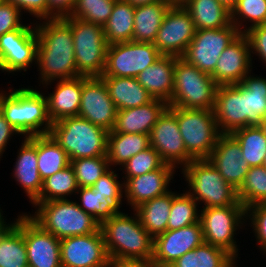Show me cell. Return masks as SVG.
<instances>
[{"label":"cell","instance_id":"cell-1","mask_svg":"<svg viewBox=\"0 0 266 267\" xmlns=\"http://www.w3.org/2000/svg\"><path fill=\"white\" fill-rule=\"evenodd\" d=\"M38 22L35 23V31L38 37L37 69L40 84L47 87L56 80L79 77L71 27L62 18Z\"/></svg>","mask_w":266,"mask_h":267},{"label":"cell","instance_id":"cell-2","mask_svg":"<svg viewBox=\"0 0 266 267\" xmlns=\"http://www.w3.org/2000/svg\"><path fill=\"white\" fill-rule=\"evenodd\" d=\"M133 212L120 211L100 225L110 262L152 261L154 238Z\"/></svg>","mask_w":266,"mask_h":267},{"label":"cell","instance_id":"cell-3","mask_svg":"<svg viewBox=\"0 0 266 267\" xmlns=\"http://www.w3.org/2000/svg\"><path fill=\"white\" fill-rule=\"evenodd\" d=\"M12 91V92H11ZM0 111L24 137L49 134L52 122L47 112L45 93L33 88L0 91ZM44 126V127H43Z\"/></svg>","mask_w":266,"mask_h":267},{"label":"cell","instance_id":"cell-4","mask_svg":"<svg viewBox=\"0 0 266 267\" xmlns=\"http://www.w3.org/2000/svg\"><path fill=\"white\" fill-rule=\"evenodd\" d=\"M32 204L37 210L32 215L29 213V216L60 240L91 234L100 229V224L91 214L82 210L77 201L67 198Z\"/></svg>","mask_w":266,"mask_h":267},{"label":"cell","instance_id":"cell-5","mask_svg":"<svg viewBox=\"0 0 266 267\" xmlns=\"http://www.w3.org/2000/svg\"><path fill=\"white\" fill-rule=\"evenodd\" d=\"M108 131L79 116L52 123L49 134L65 150L70 161L107 156Z\"/></svg>","mask_w":266,"mask_h":267},{"label":"cell","instance_id":"cell-6","mask_svg":"<svg viewBox=\"0 0 266 267\" xmlns=\"http://www.w3.org/2000/svg\"><path fill=\"white\" fill-rule=\"evenodd\" d=\"M218 86L210 74L179 57L175 62L174 89L168 106L213 110Z\"/></svg>","mask_w":266,"mask_h":267},{"label":"cell","instance_id":"cell-7","mask_svg":"<svg viewBox=\"0 0 266 267\" xmlns=\"http://www.w3.org/2000/svg\"><path fill=\"white\" fill-rule=\"evenodd\" d=\"M188 183L187 191L202 208L234 205L239 200L237 189L226 182L208 159L192 160L182 169Z\"/></svg>","mask_w":266,"mask_h":267},{"label":"cell","instance_id":"cell-8","mask_svg":"<svg viewBox=\"0 0 266 267\" xmlns=\"http://www.w3.org/2000/svg\"><path fill=\"white\" fill-rule=\"evenodd\" d=\"M62 19L72 30L77 75L101 77L108 47L103 27L69 16Z\"/></svg>","mask_w":266,"mask_h":267},{"label":"cell","instance_id":"cell-9","mask_svg":"<svg viewBox=\"0 0 266 267\" xmlns=\"http://www.w3.org/2000/svg\"><path fill=\"white\" fill-rule=\"evenodd\" d=\"M175 114L187 153L194 160L208 159L220 136L213 110L168 106Z\"/></svg>","mask_w":266,"mask_h":267},{"label":"cell","instance_id":"cell-10","mask_svg":"<svg viewBox=\"0 0 266 267\" xmlns=\"http://www.w3.org/2000/svg\"><path fill=\"white\" fill-rule=\"evenodd\" d=\"M245 218L246 208L240 201L234 205L201 209L199 222L204 242L225 249L237 260L239 247L234 236L247 222Z\"/></svg>","mask_w":266,"mask_h":267},{"label":"cell","instance_id":"cell-11","mask_svg":"<svg viewBox=\"0 0 266 267\" xmlns=\"http://www.w3.org/2000/svg\"><path fill=\"white\" fill-rule=\"evenodd\" d=\"M162 54L151 42H122L110 44L101 77H134L154 64Z\"/></svg>","mask_w":266,"mask_h":267},{"label":"cell","instance_id":"cell-12","mask_svg":"<svg viewBox=\"0 0 266 267\" xmlns=\"http://www.w3.org/2000/svg\"><path fill=\"white\" fill-rule=\"evenodd\" d=\"M240 34L232 23L219 29L196 30L181 58L200 71L211 75L223 50Z\"/></svg>","mask_w":266,"mask_h":267},{"label":"cell","instance_id":"cell-13","mask_svg":"<svg viewBox=\"0 0 266 267\" xmlns=\"http://www.w3.org/2000/svg\"><path fill=\"white\" fill-rule=\"evenodd\" d=\"M31 24H23L0 36V70L3 72H26L31 64H37L38 37L35 23Z\"/></svg>","mask_w":266,"mask_h":267},{"label":"cell","instance_id":"cell-14","mask_svg":"<svg viewBox=\"0 0 266 267\" xmlns=\"http://www.w3.org/2000/svg\"><path fill=\"white\" fill-rule=\"evenodd\" d=\"M190 13L183 5L171 6L153 44L164 56L182 57L196 33Z\"/></svg>","mask_w":266,"mask_h":267},{"label":"cell","instance_id":"cell-15","mask_svg":"<svg viewBox=\"0 0 266 267\" xmlns=\"http://www.w3.org/2000/svg\"><path fill=\"white\" fill-rule=\"evenodd\" d=\"M149 140L150 146L159 153L165 164L183 169L194 160L186 151L177 118L168 107L151 129Z\"/></svg>","mask_w":266,"mask_h":267},{"label":"cell","instance_id":"cell-16","mask_svg":"<svg viewBox=\"0 0 266 267\" xmlns=\"http://www.w3.org/2000/svg\"><path fill=\"white\" fill-rule=\"evenodd\" d=\"M62 267H109L101 229L97 232L60 240Z\"/></svg>","mask_w":266,"mask_h":267},{"label":"cell","instance_id":"cell-17","mask_svg":"<svg viewBox=\"0 0 266 267\" xmlns=\"http://www.w3.org/2000/svg\"><path fill=\"white\" fill-rule=\"evenodd\" d=\"M116 113L117 109L103 79L83 76L78 116L109 132L114 128Z\"/></svg>","mask_w":266,"mask_h":267},{"label":"cell","instance_id":"cell-18","mask_svg":"<svg viewBox=\"0 0 266 267\" xmlns=\"http://www.w3.org/2000/svg\"><path fill=\"white\" fill-rule=\"evenodd\" d=\"M203 242L200 222L177 230H166L154 238L152 263L157 267H168Z\"/></svg>","mask_w":266,"mask_h":267},{"label":"cell","instance_id":"cell-19","mask_svg":"<svg viewBox=\"0 0 266 267\" xmlns=\"http://www.w3.org/2000/svg\"><path fill=\"white\" fill-rule=\"evenodd\" d=\"M24 240L29 267H62L60 239L24 213Z\"/></svg>","mask_w":266,"mask_h":267},{"label":"cell","instance_id":"cell-20","mask_svg":"<svg viewBox=\"0 0 266 267\" xmlns=\"http://www.w3.org/2000/svg\"><path fill=\"white\" fill-rule=\"evenodd\" d=\"M252 57L248 38L241 33L223 50L211 76L218 85L239 84L252 71Z\"/></svg>","mask_w":266,"mask_h":267},{"label":"cell","instance_id":"cell-21","mask_svg":"<svg viewBox=\"0 0 266 267\" xmlns=\"http://www.w3.org/2000/svg\"><path fill=\"white\" fill-rule=\"evenodd\" d=\"M226 182L235 189L243 184L250 168L243 158L238 141L230 133H221L208 158Z\"/></svg>","mask_w":266,"mask_h":267},{"label":"cell","instance_id":"cell-22","mask_svg":"<svg viewBox=\"0 0 266 267\" xmlns=\"http://www.w3.org/2000/svg\"><path fill=\"white\" fill-rule=\"evenodd\" d=\"M175 167L164 164L160 169L124 181V197L132 210L145 201L165 195L175 176Z\"/></svg>","mask_w":266,"mask_h":267},{"label":"cell","instance_id":"cell-23","mask_svg":"<svg viewBox=\"0 0 266 267\" xmlns=\"http://www.w3.org/2000/svg\"><path fill=\"white\" fill-rule=\"evenodd\" d=\"M213 111L220 133L245 127L244 85H219Z\"/></svg>","mask_w":266,"mask_h":267},{"label":"cell","instance_id":"cell-24","mask_svg":"<svg viewBox=\"0 0 266 267\" xmlns=\"http://www.w3.org/2000/svg\"><path fill=\"white\" fill-rule=\"evenodd\" d=\"M17 153L12 176L32 203L39 196L43 185L37 167V135L24 137Z\"/></svg>","mask_w":266,"mask_h":267},{"label":"cell","instance_id":"cell-25","mask_svg":"<svg viewBox=\"0 0 266 267\" xmlns=\"http://www.w3.org/2000/svg\"><path fill=\"white\" fill-rule=\"evenodd\" d=\"M168 104L159 99L130 109L119 110L112 131L114 133L150 134Z\"/></svg>","mask_w":266,"mask_h":267},{"label":"cell","instance_id":"cell-26","mask_svg":"<svg viewBox=\"0 0 266 267\" xmlns=\"http://www.w3.org/2000/svg\"><path fill=\"white\" fill-rule=\"evenodd\" d=\"M56 82L55 90L45 96L48 116L52 123L66 117L78 116L83 76Z\"/></svg>","mask_w":266,"mask_h":267},{"label":"cell","instance_id":"cell-27","mask_svg":"<svg viewBox=\"0 0 266 267\" xmlns=\"http://www.w3.org/2000/svg\"><path fill=\"white\" fill-rule=\"evenodd\" d=\"M177 58L162 55L158 61L136 77L154 99L163 100L167 104L172 98L174 89V68Z\"/></svg>","mask_w":266,"mask_h":267},{"label":"cell","instance_id":"cell-28","mask_svg":"<svg viewBox=\"0 0 266 267\" xmlns=\"http://www.w3.org/2000/svg\"><path fill=\"white\" fill-rule=\"evenodd\" d=\"M0 232V267H29L24 240V213Z\"/></svg>","mask_w":266,"mask_h":267},{"label":"cell","instance_id":"cell-29","mask_svg":"<svg viewBox=\"0 0 266 267\" xmlns=\"http://www.w3.org/2000/svg\"><path fill=\"white\" fill-rule=\"evenodd\" d=\"M117 109H130L145 105L154 98L134 77H101Z\"/></svg>","mask_w":266,"mask_h":267},{"label":"cell","instance_id":"cell-30","mask_svg":"<svg viewBox=\"0 0 266 267\" xmlns=\"http://www.w3.org/2000/svg\"><path fill=\"white\" fill-rule=\"evenodd\" d=\"M183 6L197 30L219 29L231 24V11L219 0H186Z\"/></svg>","mask_w":266,"mask_h":267},{"label":"cell","instance_id":"cell-31","mask_svg":"<svg viewBox=\"0 0 266 267\" xmlns=\"http://www.w3.org/2000/svg\"><path fill=\"white\" fill-rule=\"evenodd\" d=\"M171 6L168 2L160 0L135 7L132 41L153 43L165 14Z\"/></svg>","mask_w":266,"mask_h":267},{"label":"cell","instance_id":"cell-32","mask_svg":"<svg viewBox=\"0 0 266 267\" xmlns=\"http://www.w3.org/2000/svg\"><path fill=\"white\" fill-rule=\"evenodd\" d=\"M171 205L172 190L170 189L165 195L145 201L133 210L142 226L155 238L167 230Z\"/></svg>","mask_w":266,"mask_h":267},{"label":"cell","instance_id":"cell-33","mask_svg":"<svg viewBox=\"0 0 266 267\" xmlns=\"http://www.w3.org/2000/svg\"><path fill=\"white\" fill-rule=\"evenodd\" d=\"M150 147L148 134L114 133L109 131L107 157L112 168L122 166L131 157Z\"/></svg>","mask_w":266,"mask_h":267},{"label":"cell","instance_id":"cell-34","mask_svg":"<svg viewBox=\"0 0 266 267\" xmlns=\"http://www.w3.org/2000/svg\"><path fill=\"white\" fill-rule=\"evenodd\" d=\"M236 261L225 249L203 242L168 267H234Z\"/></svg>","mask_w":266,"mask_h":267},{"label":"cell","instance_id":"cell-35","mask_svg":"<svg viewBox=\"0 0 266 267\" xmlns=\"http://www.w3.org/2000/svg\"><path fill=\"white\" fill-rule=\"evenodd\" d=\"M135 7L126 0H116L107 23L103 26L108 45L132 41Z\"/></svg>","mask_w":266,"mask_h":267},{"label":"cell","instance_id":"cell-36","mask_svg":"<svg viewBox=\"0 0 266 267\" xmlns=\"http://www.w3.org/2000/svg\"><path fill=\"white\" fill-rule=\"evenodd\" d=\"M241 83L244 85L245 127L258 126L266 118V78L250 72Z\"/></svg>","mask_w":266,"mask_h":267},{"label":"cell","instance_id":"cell-37","mask_svg":"<svg viewBox=\"0 0 266 267\" xmlns=\"http://www.w3.org/2000/svg\"><path fill=\"white\" fill-rule=\"evenodd\" d=\"M37 167L42 180L70 164L65 150L50 134L37 135Z\"/></svg>","mask_w":266,"mask_h":267},{"label":"cell","instance_id":"cell-38","mask_svg":"<svg viewBox=\"0 0 266 267\" xmlns=\"http://www.w3.org/2000/svg\"><path fill=\"white\" fill-rule=\"evenodd\" d=\"M230 134L238 141L242 156L250 167L263 165L266 138L259 126L239 128Z\"/></svg>","mask_w":266,"mask_h":267},{"label":"cell","instance_id":"cell-39","mask_svg":"<svg viewBox=\"0 0 266 267\" xmlns=\"http://www.w3.org/2000/svg\"><path fill=\"white\" fill-rule=\"evenodd\" d=\"M78 185L72 166L69 164L62 170L43 180L39 196L33 202L67 199L76 194Z\"/></svg>","mask_w":266,"mask_h":267},{"label":"cell","instance_id":"cell-40","mask_svg":"<svg viewBox=\"0 0 266 267\" xmlns=\"http://www.w3.org/2000/svg\"><path fill=\"white\" fill-rule=\"evenodd\" d=\"M198 205L187 191L182 194L172 191V205L167 230H177L199 222L200 209L198 211Z\"/></svg>","mask_w":266,"mask_h":267},{"label":"cell","instance_id":"cell-41","mask_svg":"<svg viewBox=\"0 0 266 267\" xmlns=\"http://www.w3.org/2000/svg\"><path fill=\"white\" fill-rule=\"evenodd\" d=\"M246 20L251 23L248 24V27ZM231 23L240 33H245L252 27L266 24V0H238L231 9Z\"/></svg>","mask_w":266,"mask_h":267},{"label":"cell","instance_id":"cell-42","mask_svg":"<svg viewBox=\"0 0 266 267\" xmlns=\"http://www.w3.org/2000/svg\"><path fill=\"white\" fill-rule=\"evenodd\" d=\"M237 197L245 208L266 202V168L263 165L249 168L243 184L237 190Z\"/></svg>","mask_w":266,"mask_h":267},{"label":"cell","instance_id":"cell-43","mask_svg":"<svg viewBox=\"0 0 266 267\" xmlns=\"http://www.w3.org/2000/svg\"><path fill=\"white\" fill-rule=\"evenodd\" d=\"M76 194L80 195L78 206L86 213L91 214L101 225L115 214L120 212V208L107 198H101L91 187H78Z\"/></svg>","mask_w":266,"mask_h":267},{"label":"cell","instance_id":"cell-44","mask_svg":"<svg viewBox=\"0 0 266 267\" xmlns=\"http://www.w3.org/2000/svg\"><path fill=\"white\" fill-rule=\"evenodd\" d=\"M78 187H91L111 167L107 156L85 157L70 161Z\"/></svg>","mask_w":266,"mask_h":267},{"label":"cell","instance_id":"cell-45","mask_svg":"<svg viewBox=\"0 0 266 267\" xmlns=\"http://www.w3.org/2000/svg\"><path fill=\"white\" fill-rule=\"evenodd\" d=\"M116 0H75L69 17L104 26Z\"/></svg>","mask_w":266,"mask_h":267},{"label":"cell","instance_id":"cell-46","mask_svg":"<svg viewBox=\"0 0 266 267\" xmlns=\"http://www.w3.org/2000/svg\"><path fill=\"white\" fill-rule=\"evenodd\" d=\"M165 163L160 158L159 153L151 146L131 157L125 164L119 168L126 175L127 180L131 177L143 175L145 173L160 169Z\"/></svg>","mask_w":266,"mask_h":267},{"label":"cell","instance_id":"cell-47","mask_svg":"<svg viewBox=\"0 0 266 267\" xmlns=\"http://www.w3.org/2000/svg\"><path fill=\"white\" fill-rule=\"evenodd\" d=\"M116 170L110 168L105 172L92 186L101 198L112 200L119 208L122 207V200L124 196V182L118 180V173ZM121 205V206H120Z\"/></svg>","mask_w":266,"mask_h":267},{"label":"cell","instance_id":"cell-48","mask_svg":"<svg viewBox=\"0 0 266 267\" xmlns=\"http://www.w3.org/2000/svg\"><path fill=\"white\" fill-rule=\"evenodd\" d=\"M250 218V219H249ZM250 220L257 245L263 255L266 254V202L246 208V220Z\"/></svg>","mask_w":266,"mask_h":267},{"label":"cell","instance_id":"cell-49","mask_svg":"<svg viewBox=\"0 0 266 267\" xmlns=\"http://www.w3.org/2000/svg\"><path fill=\"white\" fill-rule=\"evenodd\" d=\"M22 13L20 10L12 5L3 1L0 4V36L19 29L24 23H22Z\"/></svg>","mask_w":266,"mask_h":267},{"label":"cell","instance_id":"cell-50","mask_svg":"<svg viewBox=\"0 0 266 267\" xmlns=\"http://www.w3.org/2000/svg\"><path fill=\"white\" fill-rule=\"evenodd\" d=\"M244 34L250 43V52L257 55L266 66V24L252 27Z\"/></svg>","mask_w":266,"mask_h":267},{"label":"cell","instance_id":"cell-51","mask_svg":"<svg viewBox=\"0 0 266 267\" xmlns=\"http://www.w3.org/2000/svg\"><path fill=\"white\" fill-rule=\"evenodd\" d=\"M7 3H11L17 7L20 12L23 14L29 13L33 17L37 18L36 20L48 19V2L47 0H4Z\"/></svg>","mask_w":266,"mask_h":267},{"label":"cell","instance_id":"cell-52","mask_svg":"<svg viewBox=\"0 0 266 267\" xmlns=\"http://www.w3.org/2000/svg\"><path fill=\"white\" fill-rule=\"evenodd\" d=\"M48 19L69 16L73 10L75 0H47Z\"/></svg>","mask_w":266,"mask_h":267},{"label":"cell","instance_id":"cell-53","mask_svg":"<svg viewBox=\"0 0 266 267\" xmlns=\"http://www.w3.org/2000/svg\"><path fill=\"white\" fill-rule=\"evenodd\" d=\"M17 134H19V132L11 126L0 111V158H2L12 136Z\"/></svg>","mask_w":266,"mask_h":267},{"label":"cell","instance_id":"cell-54","mask_svg":"<svg viewBox=\"0 0 266 267\" xmlns=\"http://www.w3.org/2000/svg\"><path fill=\"white\" fill-rule=\"evenodd\" d=\"M109 267H157L152 261H113Z\"/></svg>","mask_w":266,"mask_h":267},{"label":"cell","instance_id":"cell-55","mask_svg":"<svg viewBox=\"0 0 266 267\" xmlns=\"http://www.w3.org/2000/svg\"><path fill=\"white\" fill-rule=\"evenodd\" d=\"M126 1L129 2L132 6L137 7L146 4H152L160 0H126Z\"/></svg>","mask_w":266,"mask_h":267},{"label":"cell","instance_id":"cell-56","mask_svg":"<svg viewBox=\"0 0 266 267\" xmlns=\"http://www.w3.org/2000/svg\"><path fill=\"white\" fill-rule=\"evenodd\" d=\"M219 1L231 11V9L236 5L238 0H219Z\"/></svg>","mask_w":266,"mask_h":267},{"label":"cell","instance_id":"cell-57","mask_svg":"<svg viewBox=\"0 0 266 267\" xmlns=\"http://www.w3.org/2000/svg\"><path fill=\"white\" fill-rule=\"evenodd\" d=\"M7 222L5 221V218H4V216H3V214H2V210H1V208H0V232L6 227V226H8L9 225V223H7Z\"/></svg>","mask_w":266,"mask_h":267},{"label":"cell","instance_id":"cell-58","mask_svg":"<svg viewBox=\"0 0 266 267\" xmlns=\"http://www.w3.org/2000/svg\"><path fill=\"white\" fill-rule=\"evenodd\" d=\"M165 2H168L170 5H183L186 0H163Z\"/></svg>","mask_w":266,"mask_h":267},{"label":"cell","instance_id":"cell-59","mask_svg":"<svg viewBox=\"0 0 266 267\" xmlns=\"http://www.w3.org/2000/svg\"><path fill=\"white\" fill-rule=\"evenodd\" d=\"M258 126L262 130V132L266 138V118L263 119L262 122Z\"/></svg>","mask_w":266,"mask_h":267},{"label":"cell","instance_id":"cell-60","mask_svg":"<svg viewBox=\"0 0 266 267\" xmlns=\"http://www.w3.org/2000/svg\"><path fill=\"white\" fill-rule=\"evenodd\" d=\"M263 166L266 168V153H265V157H264V160H263Z\"/></svg>","mask_w":266,"mask_h":267}]
</instances>
